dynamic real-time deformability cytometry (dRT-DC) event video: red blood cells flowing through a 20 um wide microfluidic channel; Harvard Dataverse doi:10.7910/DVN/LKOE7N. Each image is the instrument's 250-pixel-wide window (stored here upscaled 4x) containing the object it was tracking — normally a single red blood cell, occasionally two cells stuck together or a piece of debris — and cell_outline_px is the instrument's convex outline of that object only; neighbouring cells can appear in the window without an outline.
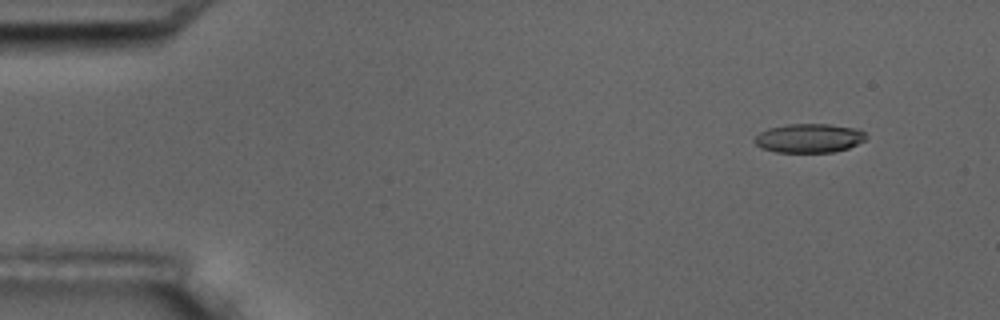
{"species": "common noctule bat (a hibernating species)", "species_latin": "Nyctalus noctula", "temperature_condition": "room temperature", "stored_images_in_passage": 5, "camera_frame_rate_fps": 3000, "um_per_image_px": 0.085, "animal": {"sex": "male", "body_mass_g": 17.5, "forearm_length_mm": 52.3}, "frame": {"image": 1, "passage_image": 1, "time_ms": 0.0, "image_size_px": [1000, 320], "cell_outline_px": [[868, 136], [864, 140], [848, 148], [832, 152], [776, 152], [760, 148], [752, 140], [760, 132], [768, 128], [784, 124], [828, 124], [860, 128]], "centroid_in_image_um": [68.76, 11.73], "position_along_channel_um": 16.2, "area_um2": 19.02}}